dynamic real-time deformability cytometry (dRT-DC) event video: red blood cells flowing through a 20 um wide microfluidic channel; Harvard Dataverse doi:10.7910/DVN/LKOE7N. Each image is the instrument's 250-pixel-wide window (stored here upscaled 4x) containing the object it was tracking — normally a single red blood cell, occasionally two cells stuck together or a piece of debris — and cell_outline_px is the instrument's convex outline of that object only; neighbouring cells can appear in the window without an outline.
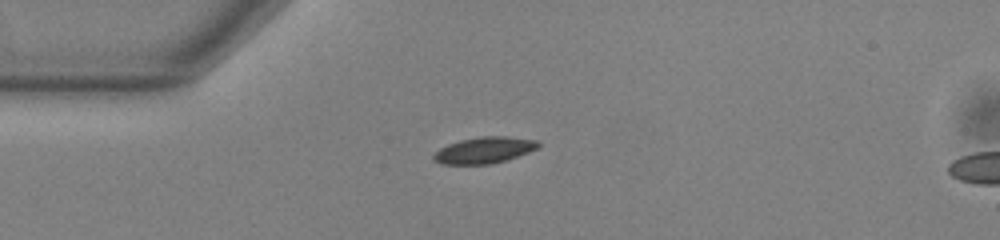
{"species": "common noctule bat (a hibernating species)", "species_latin": "Nyctalus noctula", "temperature_condition": "warm", "stored_images_in_passage": 40, "camera_frame_rate_fps": 3000, "um_per_image_px": 0.085, "animal": {"sex": "male", "body_mass_g": 13.0, "forearm_length_mm": 53.1}, "frame": {"image": 1, "passage_image": 1, "time_ms": 0.0, "image_size_px": [1000, 240], "cell_outline_px": [[540, 148], [508, 160], [492, 164], [440, 164], [432, 160], [432, 156], [440, 148], [448, 144], [460, 140], [480, 136], [508, 136], [536, 140], [540, 144]], "centroid_in_image_um": [41.18, 12.77], "position_along_channel_um": 43.8, "area_um2": 16.3}}
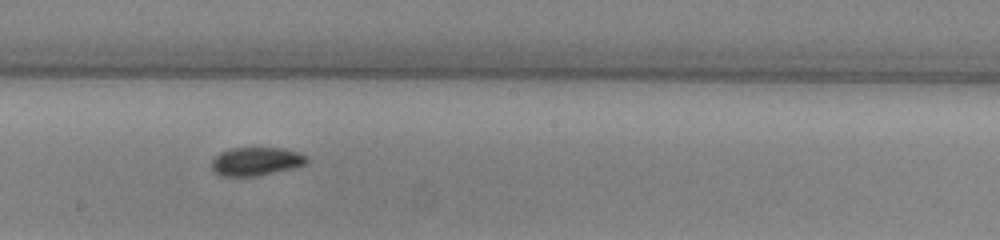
{"frame": {"image": 2, "passage_image": 17, "time_ms": 5.333, "image_size_px": [1000, 240], "cell_outline_px": [[308, 164], [292, 168], [256, 176], [220, 176], [212, 172], [212, 160], [220, 152], [232, 148], [284, 148], [308, 156]], "centroid_in_image_um": [21.76, 13.72], "position_along_channel_um": 226.4, "area_um2": 15.78}}
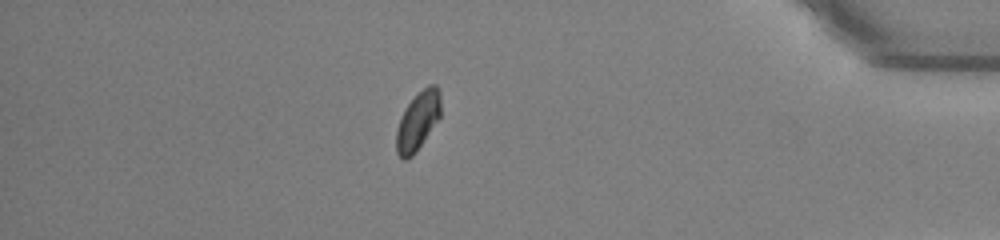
{"frame": {"image": 3, "passage_image": 34, "time_ms": 11.0, "image_size_px": [1000, 240], "cell_outline_px": [[440, 116], [416, 152], [412, 156], [404, 160], [396, 152], [396, 132], [400, 120], [408, 104], [428, 84], [436, 84], [440, 88]], "centroid_in_image_um": [35.53, 10.28], "position_along_channel_um": 399.7, "area_um2": 14.8}, "authors_computed_cell_mechanics": {"area_um2": 15.5771, "velocity_mm_per_s": 3.7944, "shape_relaxation_time_tau1_ms": 8.031, "shape_relaxation_time_tau2_ms": 1.997, "deformation_change_tau1": 0.1434, "deformation_change_tau2": 0.0359}}